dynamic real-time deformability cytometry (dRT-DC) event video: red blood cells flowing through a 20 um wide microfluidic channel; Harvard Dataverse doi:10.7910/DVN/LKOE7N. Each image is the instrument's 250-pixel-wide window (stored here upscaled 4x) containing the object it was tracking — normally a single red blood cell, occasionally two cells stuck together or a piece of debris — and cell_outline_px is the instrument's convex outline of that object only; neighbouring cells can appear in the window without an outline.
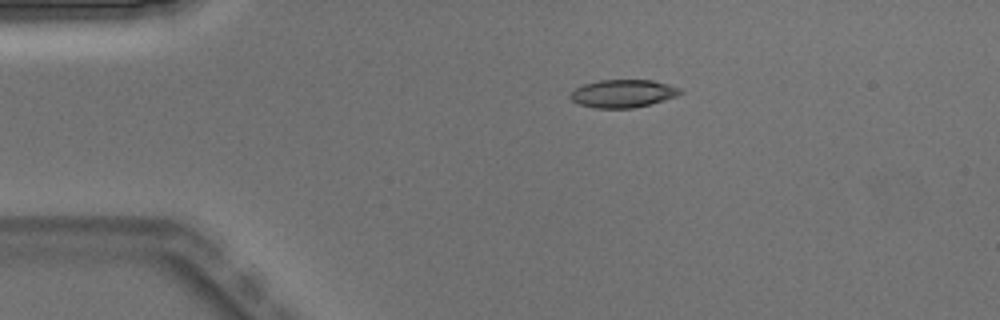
{"species": "Egyptian fruit bat (a non-hibernating species)", "species_latin": "Rousettus aegyptiacus", "temperature_condition": "warm", "stored_images_in_passage": 5, "camera_frame_rate_fps": 3000, "um_per_image_px": 0.085, "animal": {"sex": "male"}, "frame": {"image": 1, "passage_image": 3, "time_ms": 0.667, "image_size_px": [1000, 320], "cell_outline_px": [[684, 92], [676, 96], [664, 100], [632, 108], [592, 108], [580, 104], [572, 100], [568, 96], [576, 88], [584, 84], [600, 80], [652, 80], [668, 84], [680, 88]], "centroid_in_image_um": [52.95, 7.95], "position_along_channel_um": 32.1, "area_um2": 17.74}}